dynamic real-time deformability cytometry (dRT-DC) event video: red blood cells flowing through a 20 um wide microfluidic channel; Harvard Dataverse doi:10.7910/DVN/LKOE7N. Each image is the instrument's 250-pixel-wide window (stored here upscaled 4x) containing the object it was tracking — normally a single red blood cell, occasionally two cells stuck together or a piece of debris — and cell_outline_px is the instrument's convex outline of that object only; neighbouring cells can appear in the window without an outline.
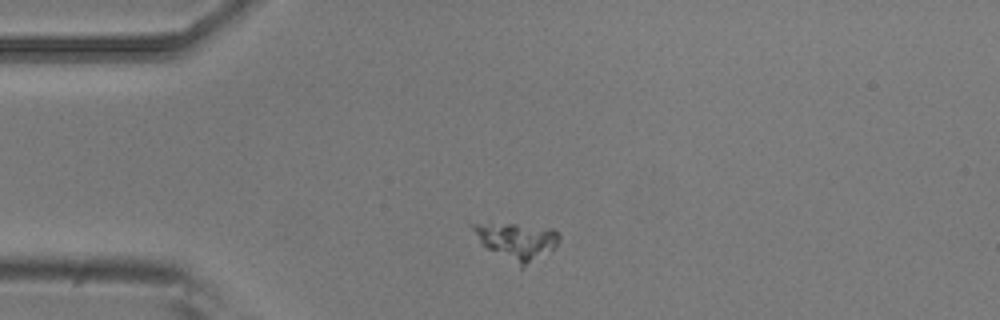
{"species": "common noctule bat (a hibernating species)", "species_latin": "Nyctalus noctula", "temperature_condition": "room temperature", "stored_images_in_passage": 2, "camera_frame_rate_fps": 3000, "um_per_image_px": 0.085, "animal": {"sex": "male", "body_mass_g": 20.5, "forearm_length_mm": 52.5}, "frame": {"image": 1, "passage_image": 1, "time_ms": 0.0, "image_size_px": [1000, 320], "cell_outline_px": [[560, 240], [552, 248], [520, 268], [480, 244], [468, 224], [516, 224], [552, 228], [560, 236]], "centroid_in_image_um": [43.86, 20.48], "position_along_channel_um": 41.1, "area_um2": 18.15}}